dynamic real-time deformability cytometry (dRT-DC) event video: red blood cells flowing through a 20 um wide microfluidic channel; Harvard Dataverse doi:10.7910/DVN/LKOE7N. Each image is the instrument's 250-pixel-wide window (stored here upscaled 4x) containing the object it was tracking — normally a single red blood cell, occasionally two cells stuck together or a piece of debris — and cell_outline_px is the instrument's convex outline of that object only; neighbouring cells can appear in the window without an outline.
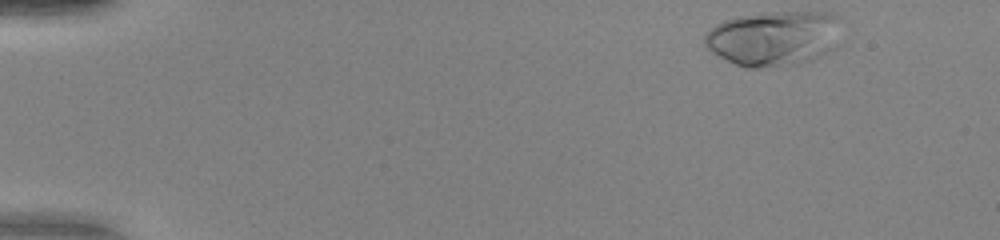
{"species": "human", "species_latin": "Homo sapiens", "temperature_condition": "warm", "stored_images_in_passage": 47, "camera_frame_rate_fps": 3000, "um_per_image_px": 0.085, "donor": {"sex": "female"}, "frame": {"image": 1, "passage_image": 1, "time_ms": 0.0, "image_size_px": [1000, 240], "cell_outline_px": [[836, 48], [812, 60], [796, 64], [760, 68], [748, 68], [736, 64], [712, 52], [704, 44], [704, 36], [716, 24], [724, 20], [736, 16], [764, 12], [832, 12], [836, 16]], "centroid_in_image_um": [65.73, 3.25], "position_along_channel_um": 19.3, "area_um2": 43.58}}
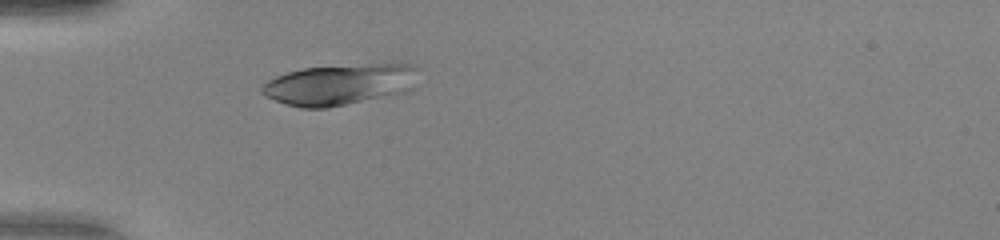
{"frame": {"image": 2, "passage_image": 12, "time_ms": 3.667, "image_size_px": [1000, 240], "cell_outline_px": [[420, 68], [416, 88], [404, 92], [328, 108], [300, 108], [276, 100], [260, 92], [260, 88], [268, 80], [276, 76], [288, 72], [304, 68], [392, 60], [400, 60], [412, 64]], "centroid_in_image_um": [29.05, 7.11], "position_along_channel_um": 55.9, "area_um2": 38.73}}
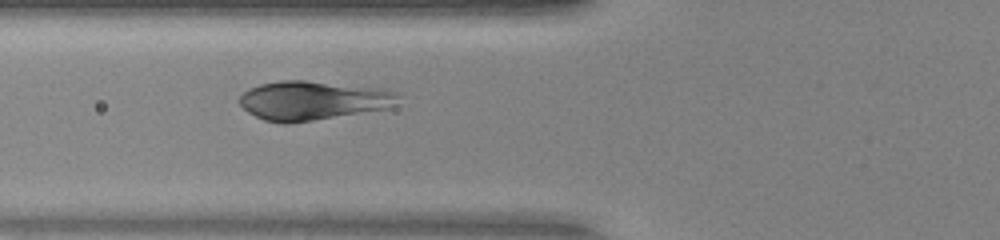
{"frame": {"image": 3, "passage_image": 16, "time_ms": 5.0, "image_size_px": [1000, 240], "cell_outline_px": [[396, 108], [288, 124], [284, 124], [264, 120], [248, 112], [236, 100], [248, 88], [260, 84], [280, 80], [304, 80], [384, 88], [396, 92]], "centroid_in_image_um": [26.6, 8.55], "position_along_channel_um": 99.2, "area_um2": 36.65}}